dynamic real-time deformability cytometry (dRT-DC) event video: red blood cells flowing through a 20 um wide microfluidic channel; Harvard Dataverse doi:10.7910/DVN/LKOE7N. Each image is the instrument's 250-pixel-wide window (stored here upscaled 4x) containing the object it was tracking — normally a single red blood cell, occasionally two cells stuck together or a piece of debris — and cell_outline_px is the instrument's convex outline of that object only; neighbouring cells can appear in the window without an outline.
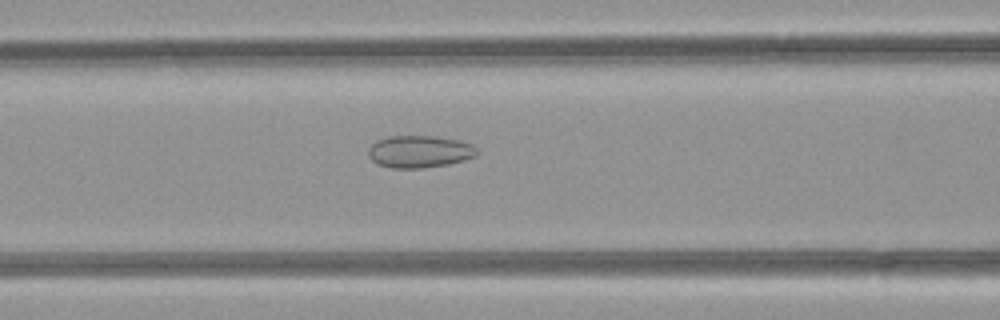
{"species": "common noctule bat (a hibernating species)", "species_latin": "Nyctalus noctula", "temperature_condition": "room temperature", "stored_images_in_passage": 49, "camera_frame_rate_fps": 3000, "um_per_image_px": 0.085, "animal": {"sex": "female", "body_mass_g": 21.9}, "frame": {"image": 1, "passage_image": 20, "time_ms": 6.333, "image_size_px": [1000, 320], "cell_outline_px": [[476, 156], [464, 160], [448, 164], [420, 168], [392, 168], [376, 164], [368, 156], [368, 148], [376, 140], [388, 136], [432, 136], [460, 140], [472, 144], [476, 148]], "centroid_in_image_um": [35.62, 12.88], "position_along_channel_um": 131.0, "area_um2": 20.46}}
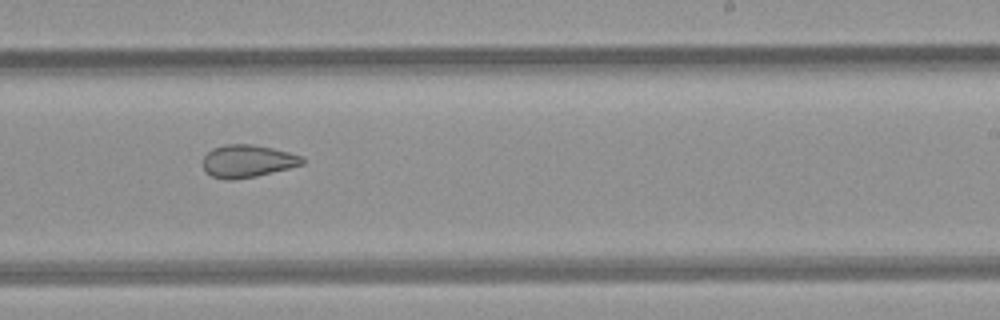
{"frame": {"image": 2, "passage_image": 30, "time_ms": 9.667, "image_size_px": [1000, 320], "cell_outline_px": [[304, 164], [256, 176], [232, 180], [228, 180], [212, 176], [204, 168], [204, 156], [212, 148], [224, 144], [252, 144], [272, 148], [304, 156]], "centroid_in_image_um": [21.06, 13.68], "position_along_channel_um": 267.9, "area_um2": 18.73}}
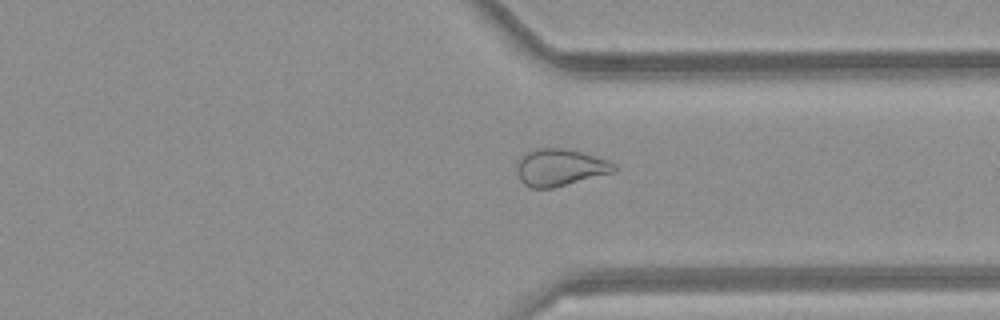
{"frame": {"image": 3, "passage_image": 37, "time_ms": 12.0, "image_size_px": [1000, 320], "cell_outline_px": [[616, 168], [612, 172], [552, 188], [532, 188], [524, 184], [520, 180], [516, 168], [516, 164], [524, 152], [536, 148], [564, 148], [580, 152], [608, 160], [616, 164]], "centroid_in_image_um": [47.55, 14.22], "position_along_channel_um": 363.9, "area_um2": 20.81}, "authors_computed_cell_mechanics": {"area_um2": 23.4668, "velocity_mm_per_s": 4.1177, "shape_relaxation_time_tau1_ms": null, "shape_relaxation_time_tau2_ms": 1.9988, "deformation_change_tau1": null, "deformation_change_tau2": 0.0823}}